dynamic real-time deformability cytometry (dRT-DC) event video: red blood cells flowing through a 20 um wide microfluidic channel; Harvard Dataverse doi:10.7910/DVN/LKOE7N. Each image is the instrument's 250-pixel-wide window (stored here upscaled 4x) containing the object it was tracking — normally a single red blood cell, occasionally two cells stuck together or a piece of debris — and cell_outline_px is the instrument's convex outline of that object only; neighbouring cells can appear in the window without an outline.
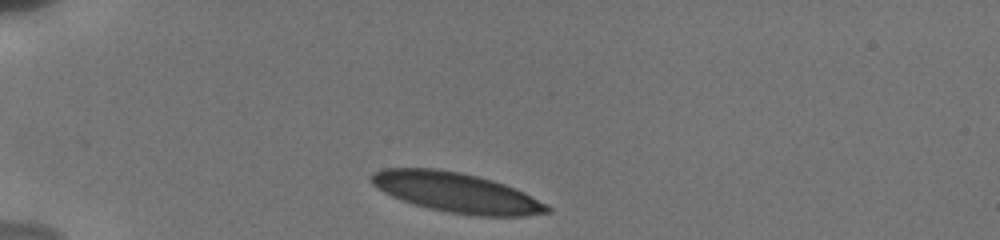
{"species": "human", "species_latin": "Homo sapiens", "temperature_condition": "cold", "stored_images_in_passage": 4, "camera_frame_rate_fps": 3000, "um_per_image_px": 0.085, "donor": {"sex": "male"}, "frame": {"image": 1, "passage_image": 1, "time_ms": 0.0, "image_size_px": [1000, 240], "cell_outline_px": [[552, 212], [524, 216], [476, 216], [448, 212], [416, 204], [392, 196], [376, 188], [368, 180], [368, 176], [372, 172], [384, 168], [436, 168], [460, 172], [492, 180], [516, 188], [548, 204], [552, 208]], "centroid_in_image_um": [38.8, 16.36], "position_along_channel_um": 46.2, "area_um2": 40.86}}
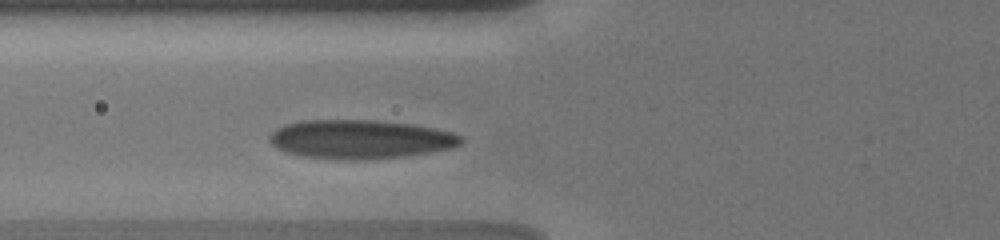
{"frame": {"image": 2, "passage_image": 4, "time_ms": 2.333, "image_size_px": [1000, 240], "cell_outline_px": [[464, 140], [460, 144], [448, 148], [428, 152], [404, 156], [364, 160], [352, 160], [300, 156], [284, 152], [276, 148], [268, 140], [268, 136], [276, 128], [284, 124], [300, 120], [376, 120], [412, 124], [452, 132], [464, 136]], "centroid_in_image_um": [30.56, 11.83], "position_along_channel_um": 95.2, "area_um2": 43.58}}